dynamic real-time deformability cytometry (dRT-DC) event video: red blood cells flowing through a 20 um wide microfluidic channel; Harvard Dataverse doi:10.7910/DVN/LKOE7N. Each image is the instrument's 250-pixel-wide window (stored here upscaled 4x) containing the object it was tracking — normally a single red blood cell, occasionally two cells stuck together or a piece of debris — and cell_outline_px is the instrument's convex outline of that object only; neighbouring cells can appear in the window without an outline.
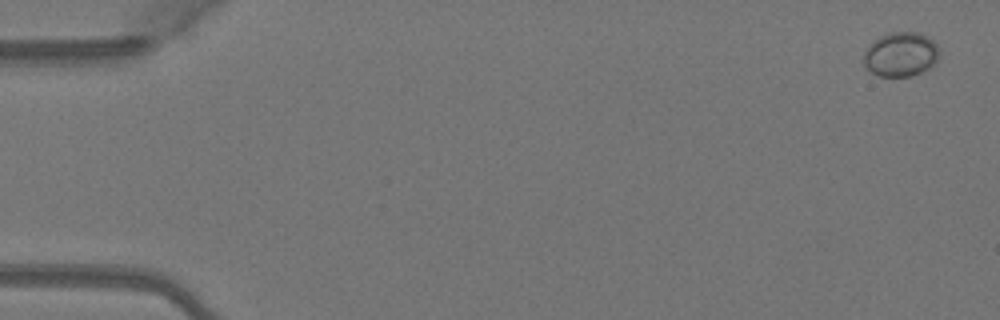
{"species": "Egyptian fruit bat (a non-hibernating species)", "species_latin": "Rousettus aegyptiacus", "temperature_condition": "warm", "stored_images_in_passage": 51, "camera_frame_rate_fps": 3000, "um_per_image_px": 0.085, "animal": {"sex": "female"}, "frame": {"image": 1, "passage_image": 2, "time_ms": 0.333, "image_size_px": [1000, 320], "cell_outline_px": [[940, 52], [936, 60], [928, 68], [912, 76], [880, 76], [872, 72], [864, 64], [864, 52], [880, 36], [892, 32], [916, 32], [932, 40], [936, 44]], "centroid_in_image_um": [76.57, 4.62], "position_along_channel_um": 8.4, "area_um2": 19.07}}
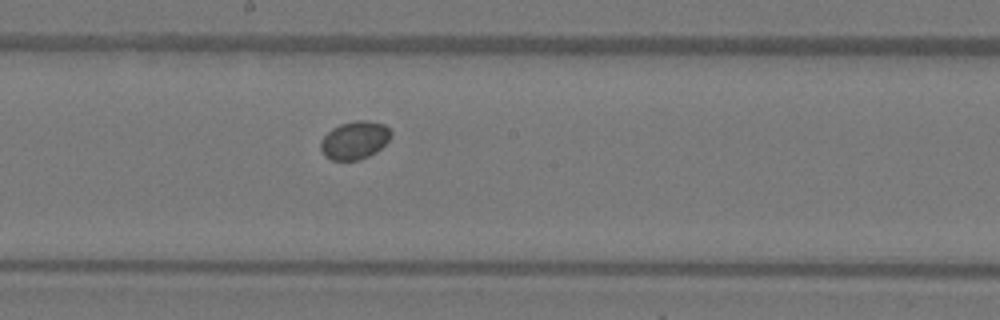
{"frame": {"image": 2, "passage_image": 28, "time_ms": 9.0, "image_size_px": [1000, 320], "cell_outline_px": [[392, 136], [376, 152], [360, 160], [332, 160], [324, 156], [320, 148], [320, 140], [332, 128], [340, 124], [356, 120], [368, 120], [384, 124], [392, 132]], "centroid_in_image_um": [30.13, 11.91], "position_along_channel_um": 218.1, "area_um2": 15.66}}
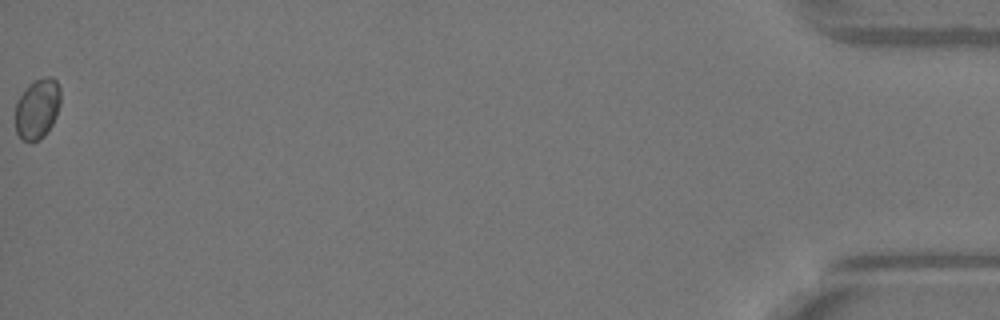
{"frame": {"image": 3, "passage_image": 51, "time_ms": 16.667, "image_size_px": [1000, 320], "cell_outline_px": [[60, 104], [56, 116], [52, 124], [44, 136], [40, 140], [32, 144], [28, 144], [20, 140], [16, 132], [16, 104], [20, 96], [28, 84], [44, 76], [52, 76], [56, 80], [60, 88]], "centroid_in_image_um": [3.17, 9.28], "position_along_channel_um": 432.0, "area_um2": 16.24}}